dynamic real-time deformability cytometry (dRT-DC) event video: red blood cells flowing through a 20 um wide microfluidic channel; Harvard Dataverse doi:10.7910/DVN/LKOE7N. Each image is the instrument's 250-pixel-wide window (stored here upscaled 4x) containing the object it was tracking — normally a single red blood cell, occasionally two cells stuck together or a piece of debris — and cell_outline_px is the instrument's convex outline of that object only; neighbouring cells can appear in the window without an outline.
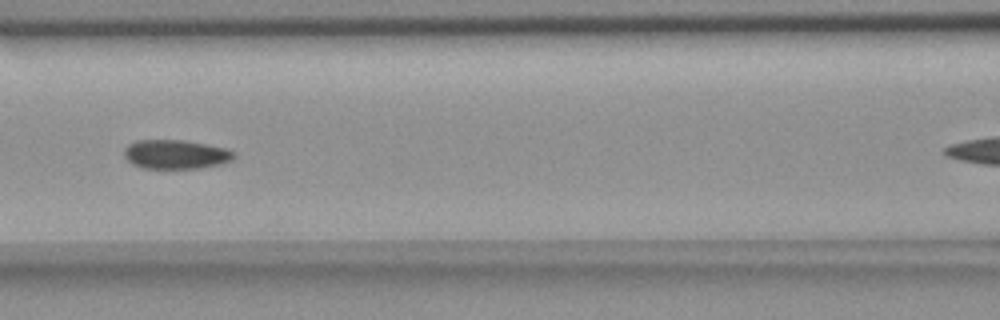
{"species": "common noctule bat (a hibernating species)", "species_latin": "Nyctalus noctula", "temperature_condition": "room temperature", "stored_images_in_passage": 9, "segment_of_instrument_passage": [1, 2], "camera_frame_rate_fps": 3000, "um_per_image_px": 0.085, "animal": {"sex": "female", "body_mass_g": 18.4}, "frame": {"image": 1, "passage_image": 4, "time_ms": 4.667, "image_size_px": [1000, 320], "cell_outline_px": [[236, 156], [232, 160], [220, 164], [200, 168], [140, 168], [132, 164], [124, 156], [124, 148], [128, 144], [136, 140], [184, 140], [224, 148], [232, 152]], "centroid_in_image_um": [14.89, 13.12], "position_along_channel_um": 151.7, "area_um2": 18.55}}
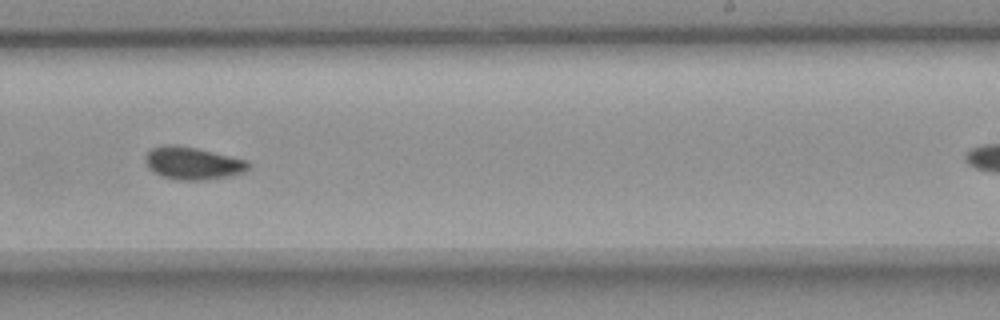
{"frame": {"image": 2, "passage_image": 7, "time_ms": 8.0, "image_size_px": [1000, 320], "cell_outline_px": [[248, 168], [244, 172], [228, 176], [204, 180], [176, 180], [164, 176], [148, 168], [144, 160], [144, 156], [152, 148], [164, 144], [172, 144], [196, 148], [248, 160]], "centroid_in_image_um": [16.35, 13.86], "position_along_channel_um": 272.6, "area_um2": 19.42}}
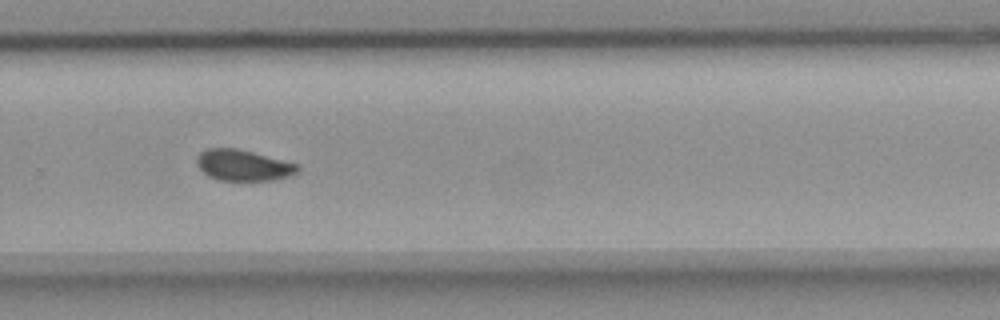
{"frame": {"image": 3, "passage_image": 8, "time_ms": 9.0, "image_size_px": [1000, 320], "cell_outline_px": [[300, 168], [296, 172], [288, 176], [272, 180], [220, 180], [208, 176], [196, 164], [196, 156], [200, 152], [208, 148], [236, 148], [252, 152], [296, 164]], "centroid_in_image_um": [20.61, 14.04], "position_along_channel_um": 309.2, "area_um2": 17.92}}